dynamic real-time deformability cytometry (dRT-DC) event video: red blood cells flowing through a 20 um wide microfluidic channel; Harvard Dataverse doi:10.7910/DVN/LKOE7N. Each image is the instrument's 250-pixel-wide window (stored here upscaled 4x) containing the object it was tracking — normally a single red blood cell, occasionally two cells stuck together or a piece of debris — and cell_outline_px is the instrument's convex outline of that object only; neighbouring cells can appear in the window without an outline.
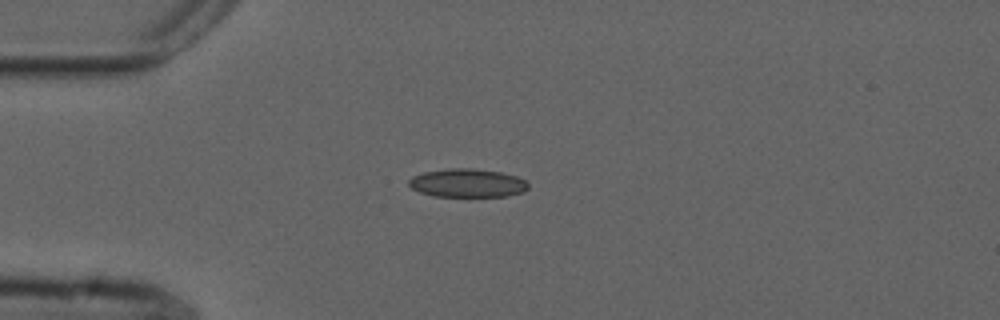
{"species": "common noctule bat (a hibernating species)", "species_latin": "Nyctalus noctula", "temperature_condition": "cold", "stored_images_in_passage": 3, "camera_frame_rate_fps": 3000, "um_per_image_px": 0.085, "animal": {"sex": "male", "forearm_length_mm": 52.5}, "frame": {"image": 1, "passage_image": 1, "time_ms": 0.0, "image_size_px": [1000, 320], "cell_outline_px": [[528, 188], [524, 192], [504, 196], [436, 196], [420, 192], [412, 188], [408, 184], [408, 180], [412, 176], [424, 172], [448, 168], [472, 168], [500, 172], [516, 176], [524, 180], [528, 184]], "centroid_in_image_um": [39.71, 15.55], "position_along_channel_um": 45.3, "area_um2": 19.71}}
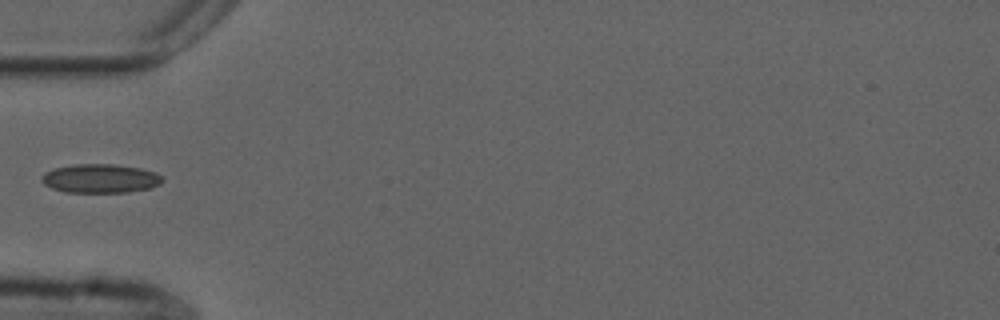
{"frame": {"image": 2, "passage_image": 2, "time_ms": 0.333, "image_size_px": [1000, 320], "cell_outline_px": [[164, 180], [160, 184], [148, 188], [128, 192], [64, 192], [52, 188], [44, 184], [40, 180], [40, 176], [44, 172], [52, 168], [76, 164], [112, 164], [140, 168], [156, 172]], "centroid_in_image_um": [8.48, 15.16], "position_along_channel_um": 76.5, "area_um2": 20.4}}
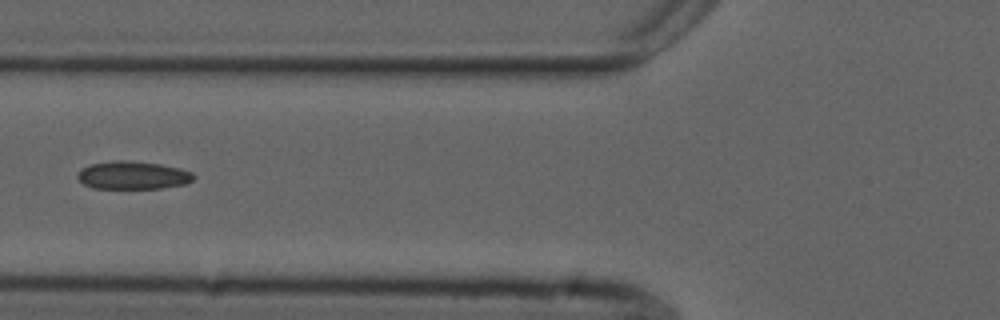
{"frame": {"image": 3, "passage_image": 3, "time_ms": 0.667, "image_size_px": [1000, 320], "cell_outline_px": [[196, 176], [192, 180], [184, 184], [160, 188], [92, 188], [84, 184], [76, 176], [80, 168], [92, 164], [116, 160], [124, 160], [160, 164], [180, 168], [192, 172]], "centroid_in_image_um": [11.28, 14.89], "position_along_channel_um": 114.5, "area_um2": 18.84}}